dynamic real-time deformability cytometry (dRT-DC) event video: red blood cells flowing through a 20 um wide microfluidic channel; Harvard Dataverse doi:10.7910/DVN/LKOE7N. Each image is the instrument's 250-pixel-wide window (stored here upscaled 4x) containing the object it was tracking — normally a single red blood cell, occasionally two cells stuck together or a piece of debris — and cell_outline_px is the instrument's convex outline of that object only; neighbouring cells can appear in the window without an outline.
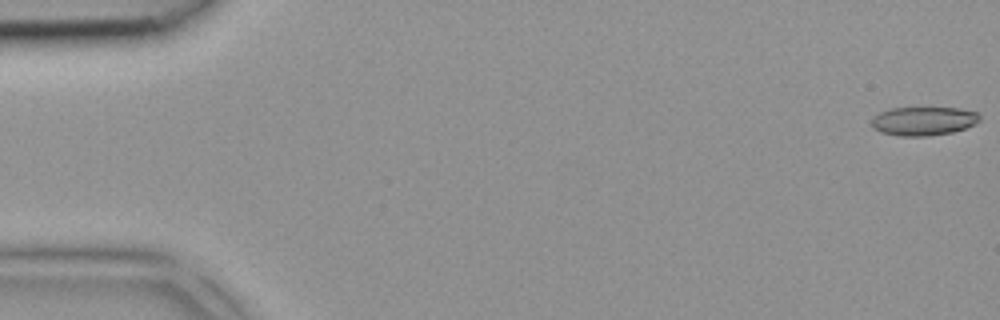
{"species": "common noctule bat (a hibernating species)", "species_latin": "Nyctalus noctula", "temperature_condition": "room temperature", "stored_images_in_passage": 43, "camera_frame_rate_fps": 3000, "um_per_image_px": 0.085, "animal": {"sex": "female", "body_mass_g": 18.4}, "frame": {"image": 1, "passage_image": 1, "time_ms": 0.0, "image_size_px": [1000, 320], "cell_outline_px": [[980, 120], [976, 124], [952, 132], [924, 136], [900, 136], [880, 132], [872, 128], [872, 116], [880, 112], [892, 108], [960, 108], [976, 112], [980, 116]], "centroid_in_image_um": [78.48, 10.29], "position_along_channel_um": 6.5, "area_um2": 18.09}}
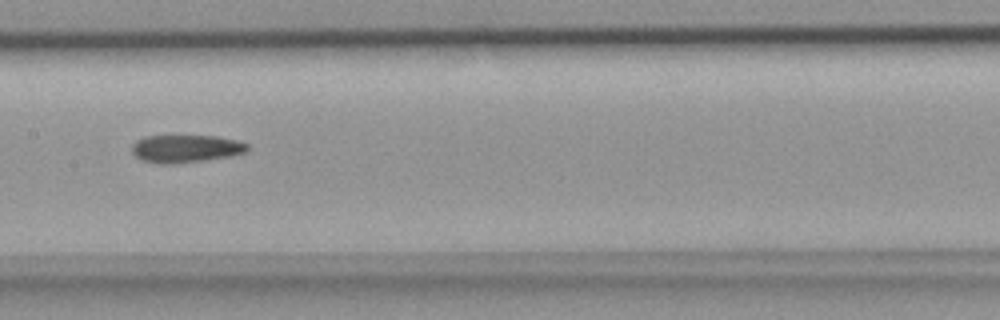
{"frame": {"image": 2, "passage_image": 22, "time_ms": 7.0, "image_size_px": [1000, 320], "cell_outline_px": [[248, 152], [228, 156], [204, 160], [172, 164], [156, 164], [144, 160], [136, 156], [132, 152], [132, 144], [136, 140], [144, 136], [216, 136], [236, 140], [248, 144]], "centroid_in_image_um": [15.77, 12.63], "position_along_channel_um": 191.6, "area_um2": 18.61}}
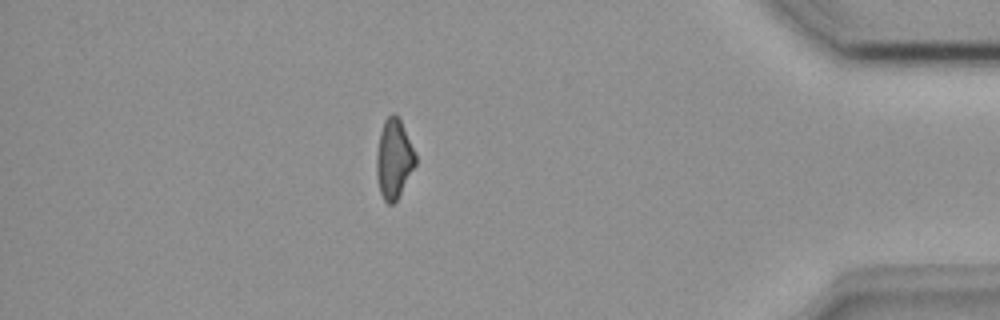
{"frame": {"image": 3, "passage_image": 38, "time_ms": 12.333, "image_size_px": [1000, 320], "cell_outline_px": [[416, 164], [396, 200], [392, 204], [388, 204], [384, 200], [380, 192], [376, 176], [376, 152], [380, 132], [384, 120], [392, 112], [400, 120], [416, 156]], "centroid_in_image_um": [33.45, 13.51], "position_along_channel_um": 401.8, "area_um2": 17.74}}